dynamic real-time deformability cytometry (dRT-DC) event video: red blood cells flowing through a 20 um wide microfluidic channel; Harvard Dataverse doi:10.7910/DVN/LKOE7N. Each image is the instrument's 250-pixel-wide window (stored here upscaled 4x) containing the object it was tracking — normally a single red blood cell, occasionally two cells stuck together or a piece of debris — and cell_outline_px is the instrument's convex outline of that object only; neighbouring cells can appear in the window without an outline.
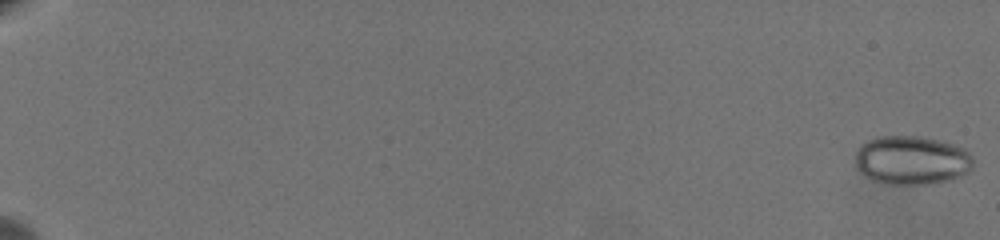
{"species": "common noctule bat (a hibernating species)", "species_latin": "Nyctalus noctula", "temperature_condition": "warm", "stored_images_in_passage": 64, "camera_frame_rate_fps": 3000, "um_per_image_px": 0.085, "animal": {"sex": "female", "body_mass_g": 19.5, "forearm_length_mm": 54.1}, "frame": {"image": 1, "passage_image": 1, "time_ms": 0.0, "image_size_px": [1000, 240], "cell_outline_px": [[972, 168], [968, 172], [952, 180], [928, 184], [888, 184], [872, 180], [864, 176], [856, 168], [856, 152], [868, 140], [880, 136], [920, 136], [952, 144], [964, 148], [972, 156]], "centroid_in_image_um": [77.5, 13.63], "position_along_channel_um": 7.5, "area_um2": 33.52}}
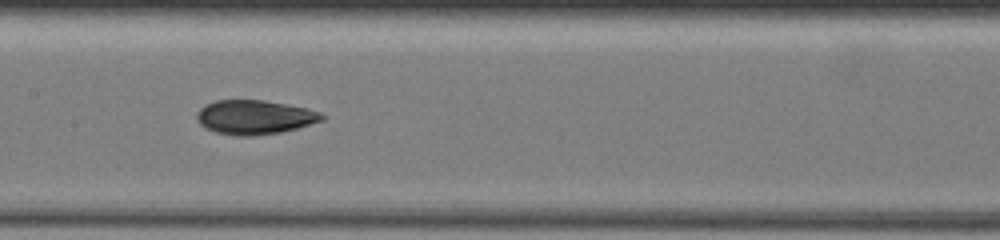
{"frame": {"image": 2, "passage_image": 37, "time_ms": 12.0, "image_size_px": [1000, 240], "cell_outline_px": [[324, 120], [296, 128], [280, 132], [252, 136], [232, 136], [216, 132], [204, 128], [196, 120], [196, 112], [204, 104], [216, 100], [264, 100], [304, 108], [320, 112], [324, 116]], "centroid_in_image_um": [21.57, 9.96], "position_along_channel_um": 185.8, "area_um2": 24.97}}
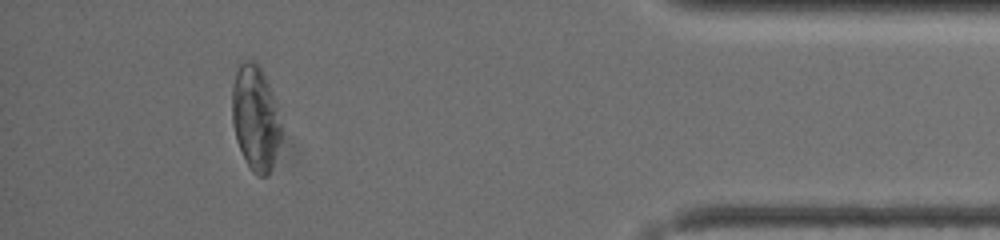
{"frame": {"image": 3, "passage_image": 60, "time_ms": 19.667, "image_size_px": [1000, 240], "cell_outline_px": [[284, 112], [280, 136], [272, 168], [268, 176], [256, 176], [252, 172], [236, 140], [232, 124], [232, 88], [236, 72], [240, 64], [244, 60], [252, 60], [260, 68]], "centroid_in_image_um": [21.75, 10.02], "position_along_channel_um": 413.4, "area_um2": 30.63}, "authors_computed_cell_mechanics": {"area_um2": 27.8018, "velocity_mm_per_s": 3.496, "shape_relaxation_time_tau1_ms": 6.8023, "shape_relaxation_time_tau2_ms": 2.1505, "deformation_change_tau1": 0.1913, "deformation_change_tau2": 0.0671}}